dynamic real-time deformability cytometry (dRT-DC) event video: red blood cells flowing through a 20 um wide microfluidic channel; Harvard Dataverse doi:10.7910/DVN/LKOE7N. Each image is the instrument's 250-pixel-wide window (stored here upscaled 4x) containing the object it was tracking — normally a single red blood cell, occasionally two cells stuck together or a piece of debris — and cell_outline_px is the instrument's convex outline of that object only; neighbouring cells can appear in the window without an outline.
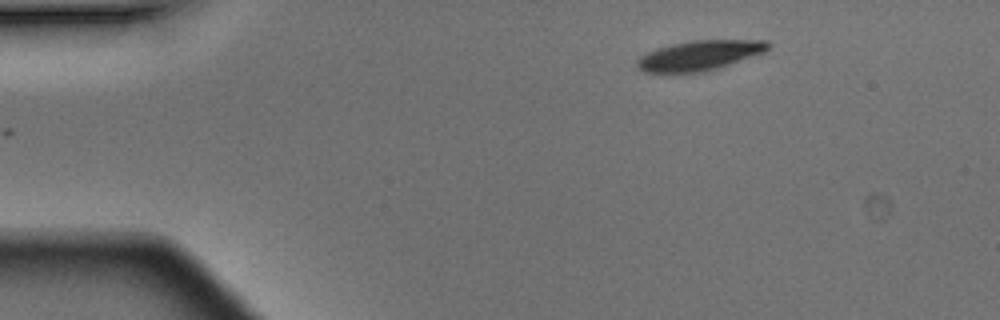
{"species": "Egyptian fruit bat (a non-hibernating species)", "species_latin": "Rousettus aegyptiacus", "temperature_condition": "warm", "stored_images_in_passage": 3, "camera_frame_rate_fps": 3000, "um_per_image_px": 0.085, "animal": {"sex": "male"}, "frame": {"image": 1, "passage_image": 1, "time_ms": 0.0, "image_size_px": [1000, 320], "cell_outline_px": [[772, 44], [764, 52], [720, 68], [704, 72], [644, 72], [636, 64], [636, 60], [640, 56], [648, 52], [672, 44], [692, 40], [768, 40]], "centroid_in_image_um": [59.5, 4.71], "position_along_channel_um": 25.5, "area_um2": 22.72}}
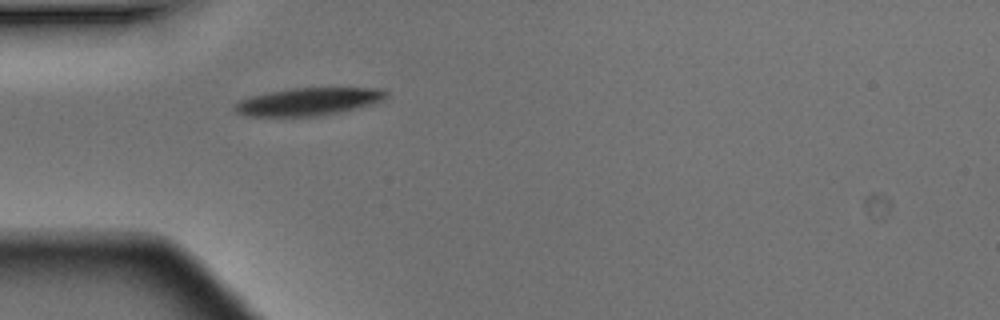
{"frame": {"image": 2, "passage_image": 3, "time_ms": 0.667, "image_size_px": [1000, 320], "cell_outline_px": [[388, 96], [384, 100], [372, 104], [340, 112], [316, 116], [244, 116], [236, 112], [232, 108], [236, 100], [252, 96], [292, 88], [380, 88], [388, 92]], "centroid_in_image_um": [26.2, 8.64], "position_along_channel_um": 58.8, "area_um2": 24.45}}